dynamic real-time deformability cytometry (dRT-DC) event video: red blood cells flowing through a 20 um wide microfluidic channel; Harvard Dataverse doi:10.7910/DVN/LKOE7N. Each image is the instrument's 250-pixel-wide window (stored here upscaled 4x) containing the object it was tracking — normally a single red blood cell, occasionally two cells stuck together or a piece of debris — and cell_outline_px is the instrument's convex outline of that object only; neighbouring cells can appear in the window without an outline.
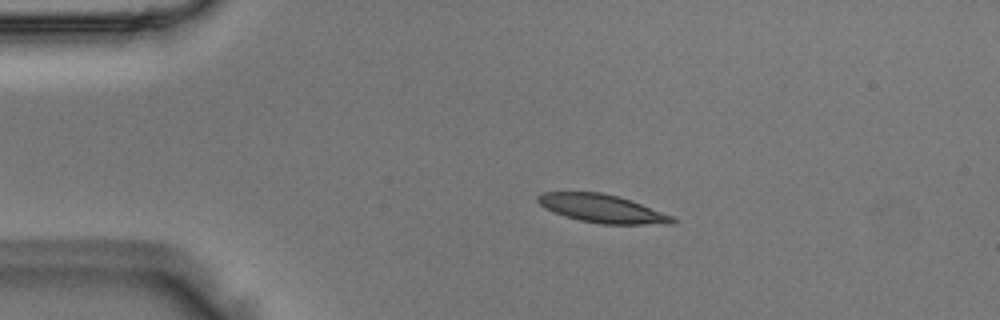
{"species": "Egyptian fruit bat (a non-hibernating species)", "species_latin": "Rousettus aegyptiacus", "temperature_condition": "room temperature", "stored_images_in_passage": 49, "camera_frame_rate_fps": 3000, "um_per_image_px": 0.085, "animal": {"sex": "male"}, "frame": {"image": 1, "passage_image": 9, "time_ms": 2.667, "image_size_px": [1000, 320], "cell_outline_px": [[676, 220], [672, 224], [600, 224], [580, 220], [564, 216], [544, 208], [536, 200], [536, 196], [544, 192], [600, 192], [616, 196], [640, 204], [672, 216]], "centroid_in_image_um": [51.13, 17.73], "position_along_channel_um": 33.9, "area_um2": 21.79}}
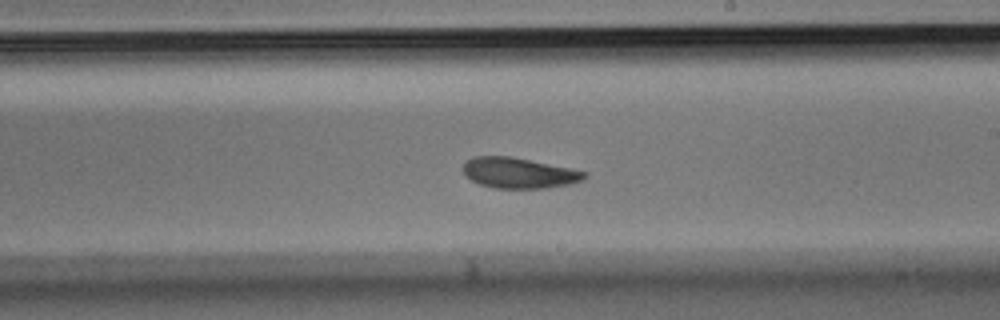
{"frame": {"image": 2, "passage_image": 28, "time_ms": 9.0, "image_size_px": [1000, 320], "cell_outline_px": [[588, 176], [572, 184], [548, 188], [492, 188], [480, 184], [472, 180], [464, 172], [464, 164], [468, 160], [476, 156], [512, 156], [588, 172]], "centroid_in_image_um": [44.14, 14.7], "position_along_channel_um": 244.9, "area_um2": 21.5}}
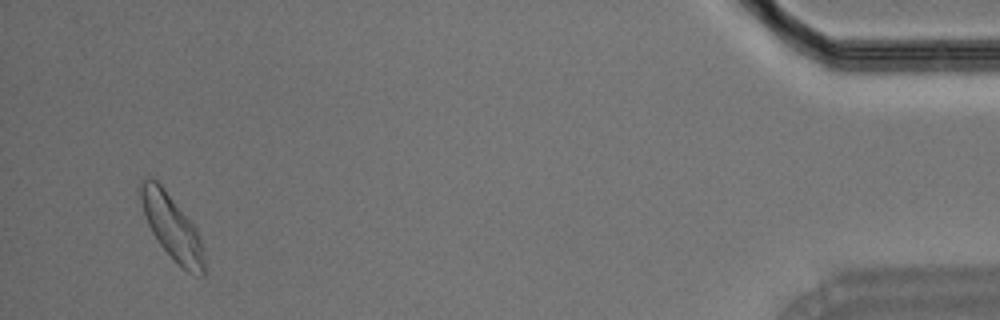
{"frame": {"image": 3, "passage_image": 47, "time_ms": 15.333, "image_size_px": [1000, 320], "cell_outline_px": [[204, 276], [200, 276], [188, 272], [180, 268], [160, 244], [152, 232], [148, 224], [144, 212], [140, 196], [140, 184], [148, 176], [156, 180], [164, 188], [196, 228], [200, 240], [204, 260]], "centroid_in_image_um": [14.62, 19.33], "position_along_channel_um": 420.6, "area_um2": 23.47}}